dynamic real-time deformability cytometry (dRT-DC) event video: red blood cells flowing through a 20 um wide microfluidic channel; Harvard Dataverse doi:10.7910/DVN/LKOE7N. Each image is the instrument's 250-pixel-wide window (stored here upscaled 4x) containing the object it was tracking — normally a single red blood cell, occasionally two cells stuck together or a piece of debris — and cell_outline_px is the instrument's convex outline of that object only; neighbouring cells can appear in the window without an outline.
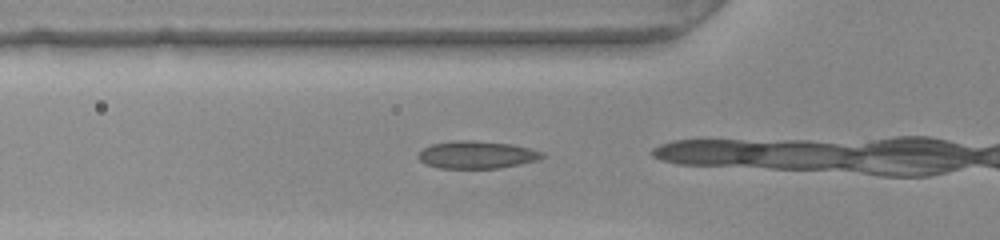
{"species": "common noctule bat (a hibernating species)", "species_latin": "Nyctalus noctula", "temperature_condition": "warm", "stored_images_in_passage": 9, "camera_frame_rate_fps": 3000, "um_per_image_px": 0.085, "animal": {"sex": "female", "body_mass_g": 22.0, "forearm_length_mm": 56.7}, "frame": {"image": 1, "passage_image": 7, "time_ms": 2.0, "image_size_px": [1000, 240], "cell_outline_px": [[544, 156], [536, 160], [496, 168], [440, 168], [424, 164], [416, 156], [424, 148], [432, 144], [456, 140], [480, 140], [508, 144], [528, 148], [540, 152]], "centroid_in_image_um": [40.43, 13.15], "position_along_channel_um": 85.4, "area_um2": 19.54}}